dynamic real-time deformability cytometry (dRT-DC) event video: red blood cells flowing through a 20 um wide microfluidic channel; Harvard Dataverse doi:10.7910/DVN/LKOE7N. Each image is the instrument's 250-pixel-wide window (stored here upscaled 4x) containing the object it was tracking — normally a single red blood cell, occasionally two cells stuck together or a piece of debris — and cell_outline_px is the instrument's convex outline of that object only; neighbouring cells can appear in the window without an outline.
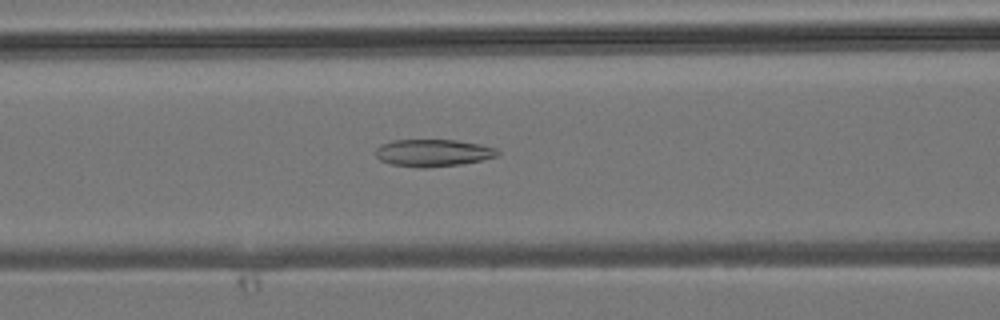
{"species": "common noctule bat (a hibernating species)", "species_latin": "Nyctalus noctula", "temperature_condition": "room temperature", "stored_images_in_passage": 39, "camera_frame_rate_fps": 3000, "um_per_image_px": 0.085, "animal": {"sex": "male", "body_mass_g": 19.2, "forearm_length_mm": 51.8}, "frame": {"image": 1, "passage_image": 12, "time_ms": 3.667, "image_size_px": [1000, 320], "cell_outline_px": [[500, 152], [496, 156], [484, 160], [460, 164], [424, 168], [420, 168], [392, 164], [380, 160], [376, 156], [376, 148], [380, 144], [392, 140], [456, 140], [480, 144], [496, 148]], "centroid_in_image_um": [36.81, 12.99], "position_along_channel_um": 129.8, "area_um2": 19.36}}
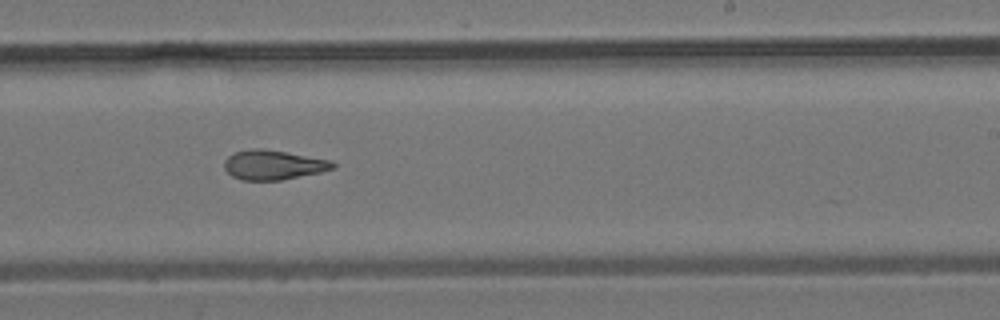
{"frame": {"image": 2, "passage_image": 21, "time_ms": 6.667, "image_size_px": [1000, 320], "cell_outline_px": [[336, 164], [332, 168], [320, 172], [280, 180], [240, 180], [232, 176], [224, 168], [224, 160], [228, 156], [236, 152], [252, 148], [264, 148], [332, 160]], "centroid_in_image_um": [23.21, 14.01], "position_along_channel_um": 265.8, "area_um2": 18.67}}
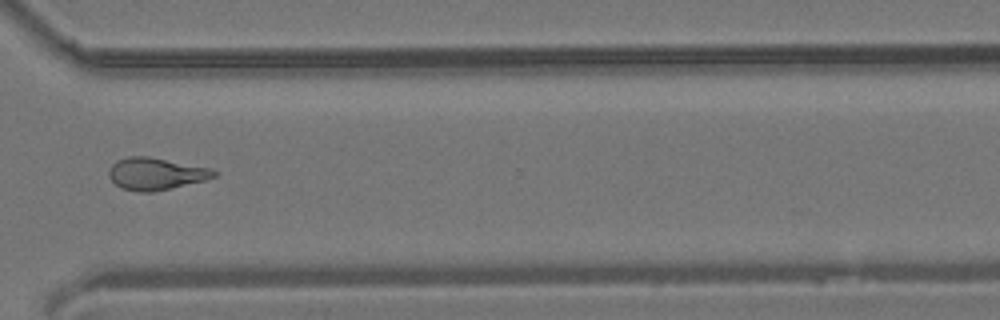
{"frame": {"image": 3, "passage_image": 27, "time_ms": 8.667, "image_size_px": [1000, 320], "cell_outline_px": [[220, 172], [216, 176], [204, 180], [152, 192], [140, 192], [120, 188], [108, 176], [108, 172], [112, 164], [116, 160], [128, 156], [148, 156], [212, 168]], "centroid_in_image_um": [13.24, 14.76], "position_along_channel_um": 357.4, "area_um2": 19.71}}